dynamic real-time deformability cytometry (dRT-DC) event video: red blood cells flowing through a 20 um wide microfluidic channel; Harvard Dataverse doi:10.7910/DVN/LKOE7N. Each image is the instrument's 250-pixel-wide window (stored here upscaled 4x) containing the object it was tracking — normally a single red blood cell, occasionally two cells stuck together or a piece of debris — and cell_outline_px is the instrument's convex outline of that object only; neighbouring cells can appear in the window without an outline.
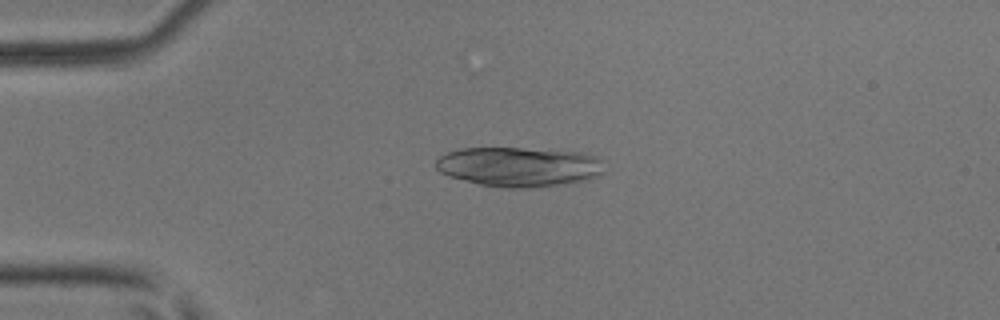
{"species": "common noctule bat (a hibernating species)", "species_latin": "Nyctalus noctula", "temperature_condition": "room temperature", "stored_images_in_passage": 3, "camera_frame_rate_fps": 3000, "um_per_image_px": 0.085, "animal": {"sex": "male", "body_mass_g": 17.9, "forearm_length_mm": 54.2}, "frame": {"image": 1, "passage_image": 2, "time_ms": 0.333, "image_size_px": [1000, 320], "cell_outline_px": [[604, 172], [588, 180], [564, 184], [524, 188], [500, 188], [480, 184], [448, 176], [440, 172], [436, 168], [436, 160], [440, 156], [448, 152], [460, 148], [520, 148], [584, 152], [596, 156], [604, 160]], "centroid_in_image_um": [44.15, 14.17], "position_along_channel_um": 40.8, "area_um2": 39.25}}